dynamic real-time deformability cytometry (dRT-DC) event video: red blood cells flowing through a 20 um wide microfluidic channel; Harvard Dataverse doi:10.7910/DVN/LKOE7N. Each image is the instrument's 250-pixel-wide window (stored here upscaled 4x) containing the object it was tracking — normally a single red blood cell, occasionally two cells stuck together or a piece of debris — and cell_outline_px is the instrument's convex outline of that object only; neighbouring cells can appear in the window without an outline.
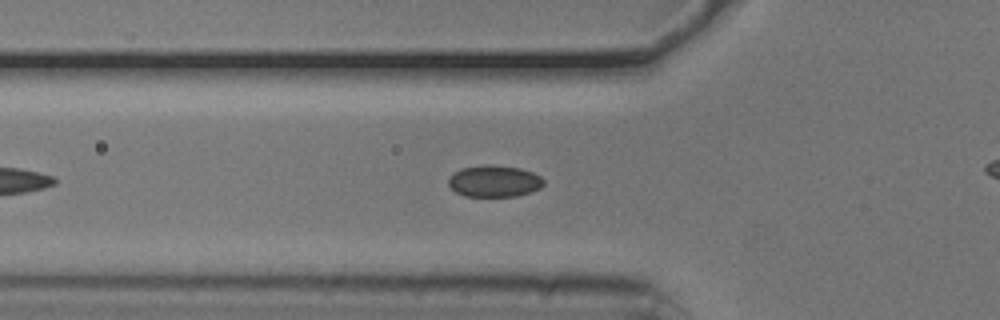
{"species": "common noctule bat (a hibernating species)", "species_latin": "Nyctalus noctula", "temperature_condition": "cold", "stored_images_in_passage": 37, "camera_frame_rate_fps": 3000, "um_per_image_px": 0.085, "animal": {"sex": "male", "body_mass_g": 20.5, "forearm_length_mm": 52.5}, "frame": {"image": 1, "passage_image": 9, "time_ms": 2.667, "image_size_px": [1000, 320], "cell_outline_px": [[544, 184], [540, 188], [532, 192], [516, 196], [464, 196], [456, 192], [448, 184], [448, 180], [452, 172], [460, 168], [484, 164], [488, 164], [520, 168], [532, 172], [540, 176], [544, 180]], "centroid_in_image_um": [42.0, 15.39], "position_along_channel_um": 83.8, "area_um2": 17.74}}
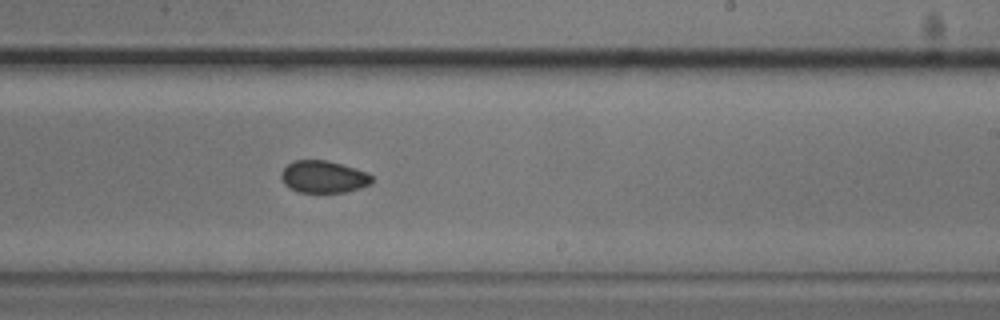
{"frame": {"image": 2, "passage_image": 23, "time_ms": 7.333, "image_size_px": [1000, 320], "cell_outline_px": [[372, 184], [360, 188], [344, 192], [300, 192], [284, 184], [280, 176], [280, 172], [292, 160], [328, 160], [368, 172], [372, 176]], "centroid_in_image_um": [27.5, 15.01], "position_along_channel_um": 261.5, "area_um2": 17.05}}
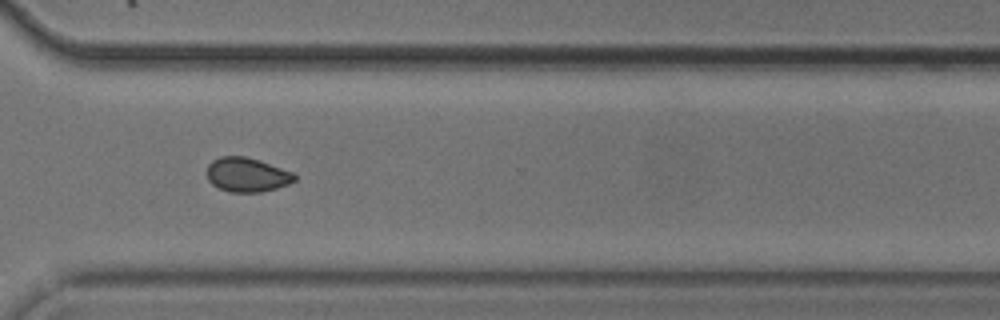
{"frame": {"image": 3, "passage_image": 30, "time_ms": 9.667, "image_size_px": [1000, 320], "cell_outline_px": [[296, 180], [288, 184], [276, 188], [260, 192], [228, 192], [212, 184], [208, 180], [208, 164], [212, 160], [220, 156], [244, 156], [260, 160], [292, 172], [296, 176]], "centroid_in_image_um": [20.99, 14.85], "position_along_channel_um": 349.6, "area_um2": 17.46}}